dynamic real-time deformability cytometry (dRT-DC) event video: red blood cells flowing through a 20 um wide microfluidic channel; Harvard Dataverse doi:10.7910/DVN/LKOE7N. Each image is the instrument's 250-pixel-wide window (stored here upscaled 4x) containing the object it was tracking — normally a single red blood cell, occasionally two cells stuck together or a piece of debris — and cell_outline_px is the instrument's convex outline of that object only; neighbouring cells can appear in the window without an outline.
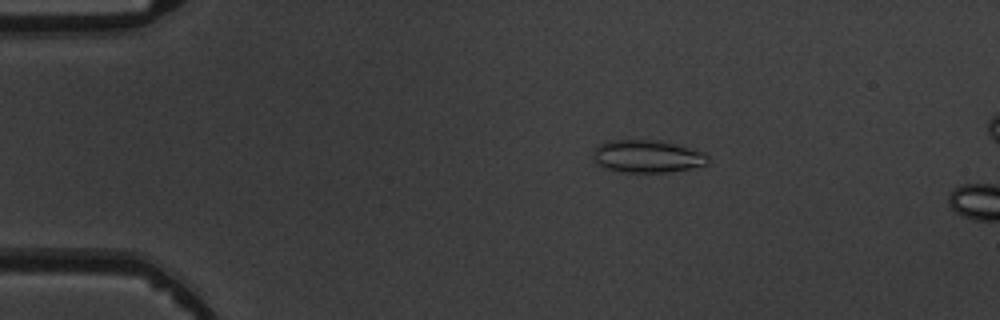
{"species": "common noctule bat (a hibernating species)", "species_latin": "Nyctalus noctula", "temperature_condition": "warm", "stored_images_in_passage": 4, "camera_frame_rate_fps": 3000, "um_per_image_px": 0.085, "animal": {"sex": "male", "body_mass_g": 19.5, "forearm_length_mm": 54.6}, "frame": {"image": 1, "passage_image": 2, "time_ms": 1.333, "image_size_px": [1000, 320], "cell_outline_px": [[712, 160], [708, 164], [668, 172], [624, 172], [608, 168], [600, 164], [592, 156], [592, 152], [600, 144], [608, 140], [660, 140], [704, 152]], "centroid_in_image_um": [55.06, 13.28], "position_along_channel_um": 29.9, "area_um2": 21.62}}